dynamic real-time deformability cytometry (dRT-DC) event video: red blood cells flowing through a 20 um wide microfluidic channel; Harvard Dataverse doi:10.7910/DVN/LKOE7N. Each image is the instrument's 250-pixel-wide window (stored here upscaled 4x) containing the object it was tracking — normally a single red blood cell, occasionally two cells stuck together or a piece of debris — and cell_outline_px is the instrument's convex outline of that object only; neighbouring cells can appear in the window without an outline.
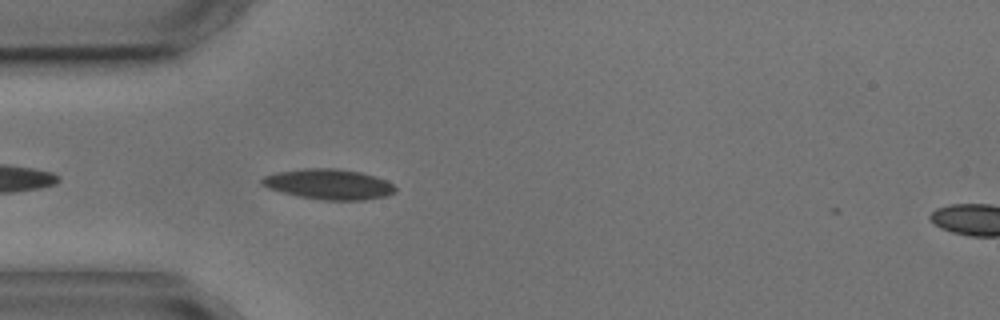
{"species": "common noctule bat (a hibernating species)", "species_latin": "Nyctalus noctula", "temperature_condition": "cold", "stored_images_in_passage": 6, "segment_of_instrument_passage": [1, 2], "camera_frame_rate_fps": 3000, "um_per_image_px": 0.085, "animal": {"sex": "male", "body_mass_g": 17.9, "forearm_length_mm": 54.2}, "frame": {"image": 1, "passage_image": 5, "time_ms": 4.667, "image_size_px": [1000, 320], "cell_outline_px": [[396, 192], [384, 196], [364, 200], [324, 200], [300, 196], [280, 192], [268, 188], [260, 184], [260, 180], [264, 176], [276, 172], [304, 168], [336, 168], [360, 172], [376, 176], [392, 184], [396, 188]], "centroid_in_image_um": [27.92, 15.65], "position_along_channel_um": 57.1, "area_um2": 23.58}}